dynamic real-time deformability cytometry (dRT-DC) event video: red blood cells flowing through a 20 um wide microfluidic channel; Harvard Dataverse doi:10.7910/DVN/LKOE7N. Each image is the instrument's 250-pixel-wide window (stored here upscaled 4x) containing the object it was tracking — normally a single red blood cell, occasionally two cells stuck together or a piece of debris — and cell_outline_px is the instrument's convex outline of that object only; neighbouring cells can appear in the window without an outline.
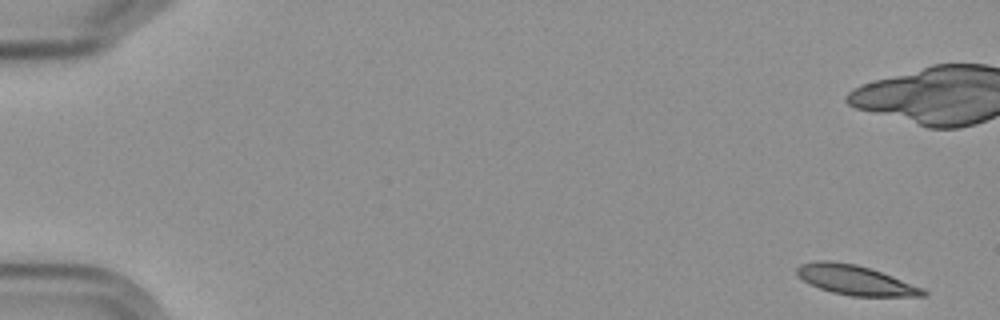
{"species": "Egyptian fruit bat (a non-hibernating species)", "species_latin": "Rousettus aegyptiacus", "temperature_condition": "cold", "stored_images_in_passage": 6, "camera_frame_rate_fps": 3000, "um_per_image_px": 0.085, "frame": {"image": 1, "passage_image": 1, "time_ms": 0.0, "image_size_px": [1000, 320], "cell_outline_px": [[928, 296], [852, 296], [832, 292], [820, 288], [804, 280], [796, 272], [796, 268], [800, 264], [816, 260], [828, 260], [856, 264], [892, 276], [924, 288], [928, 292]], "centroid_in_image_um": [72.72, 23.8], "position_along_channel_um": 12.3, "area_um2": 21.62}}